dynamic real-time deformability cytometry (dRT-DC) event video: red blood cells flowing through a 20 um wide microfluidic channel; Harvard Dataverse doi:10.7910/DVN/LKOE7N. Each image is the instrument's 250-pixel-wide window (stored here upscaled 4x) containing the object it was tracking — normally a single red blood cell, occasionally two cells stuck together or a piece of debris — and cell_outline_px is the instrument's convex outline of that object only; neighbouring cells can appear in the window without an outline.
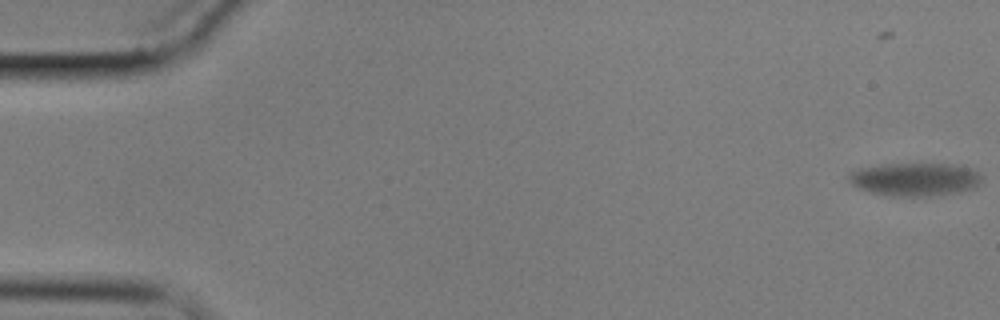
{"species": "common noctule bat (a hibernating species)", "species_latin": "Nyctalus noctula", "temperature_condition": "cold", "stored_images_in_passage": 90, "camera_frame_rate_fps": 3000, "um_per_image_px": 0.085, "animal": {"sex": "male", "body_mass_g": 17.9}, "frame": {"image": 1, "passage_image": 1, "time_ms": 0.0, "image_size_px": [1000, 320], "cell_outline_px": [[980, 184], [976, 188], [956, 192], [932, 196], [892, 196], [872, 192], [856, 188], [848, 180], [848, 172], [856, 168], [888, 164], [948, 164], [968, 168], [976, 172], [980, 176]], "centroid_in_image_um": [77.7, 15.25], "position_along_channel_um": 7.3, "area_um2": 25.61}}
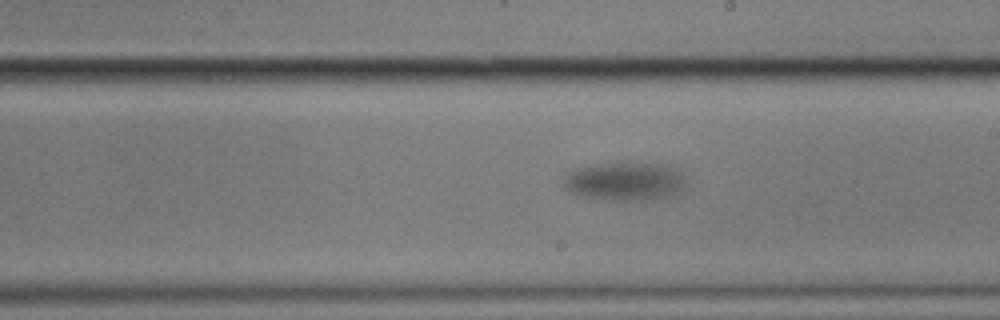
{"frame": {"image": 2, "passage_image": 52, "time_ms": 17.0, "image_size_px": [1000, 320], "cell_outline_px": [[684, 184], [680, 192], [672, 196], [640, 200], [612, 200], [580, 196], [564, 188], [560, 184], [564, 176], [572, 168], [596, 164], [656, 164], [676, 168], [684, 172]], "centroid_in_image_um": [53.06, 15.42], "position_along_channel_um": 235.9, "area_um2": 27.4}}
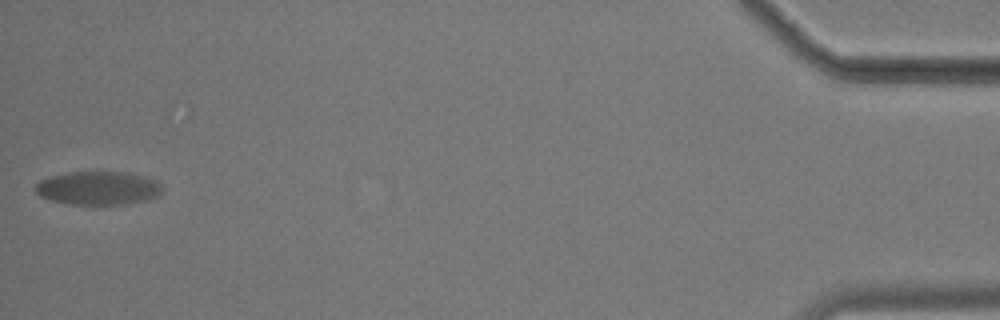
{"frame": {"image": 3, "passage_image": 90, "time_ms": 29.667, "image_size_px": [1000, 320], "cell_outline_px": [[164, 188], [156, 196], [148, 200], [128, 204], [68, 204], [52, 200], [40, 196], [36, 192], [36, 184], [40, 180], [52, 176], [68, 172], [124, 172], [144, 176], [156, 180]], "centroid_in_image_um": [8.37, 15.99], "position_along_channel_um": 426.8, "area_um2": 24.68}}